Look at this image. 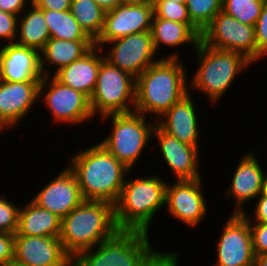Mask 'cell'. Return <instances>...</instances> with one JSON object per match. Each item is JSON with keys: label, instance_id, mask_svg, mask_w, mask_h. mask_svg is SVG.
<instances>
[{"label": "cell", "instance_id": "obj_16", "mask_svg": "<svg viewBox=\"0 0 267 266\" xmlns=\"http://www.w3.org/2000/svg\"><path fill=\"white\" fill-rule=\"evenodd\" d=\"M66 166L32 198L39 207L51 211L61 219L84 201L75 174Z\"/></svg>", "mask_w": 267, "mask_h": 266}, {"label": "cell", "instance_id": "obj_28", "mask_svg": "<svg viewBox=\"0 0 267 266\" xmlns=\"http://www.w3.org/2000/svg\"><path fill=\"white\" fill-rule=\"evenodd\" d=\"M41 10L43 11L51 38L62 40H92L80 27L70 10Z\"/></svg>", "mask_w": 267, "mask_h": 266}, {"label": "cell", "instance_id": "obj_20", "mask_svg": "<svg viewBox=\"0 0 267 266\" xmlns=\"http://www.w3.org/2000/svg\"><path fill=\"white\" fill-rule=\"evenodd\" d=\"M43 77L39 50L17 43H6L2 46L1 81H41Z\"/></svg>", "mask_w": 267, "mask_h": 266}, {"label": "cell", "instance_id": "obj_10", "mask_svg": "<svg viewBox=\"0 0 267 266\" xmlns=\"http://www.w3.org/2000/svg\"><path fill=\"white\" fill-rule=\"evenodd\" d=\"M200 42L214 49L238 52L253 65L257 62L255 26L244 24L222 10L201 33Z\"/></svg>", "mask_w": 267, "mask_h": 266}, {"label": "cell", "instance_id": "obj_22", "mask_svg": "<svg viewBox=\"0 0 267 266\" xmlns=\"http://www.w3.org/2000/svg\"><path fill=\"white\" fill-rule=\"evenodd\" d=\"M102 51L103 48L94 46L82 58L63 67L53 76L60 83L85 94L90 99L96 87L101 62L105 59Z\"/></svg>", "mask_w": 267, "mask_h": 266}, {"label": "cell", "instance_id": "obj_23", "mask_svg": "<svg viewBox=\"0 0 267 266\" xmlns=\"http://www.w3.org/2000/svg\"><path fill=\"white\" fill-rule=\"evenodd\" d=\"M94 46L93 40H62L50 38L40 51L43 76H51V72L54 75L63 67L82 58ZM48 66L50 68L51 66L53 68L56 67V69L54 71H51L52 69L48 70Z\"/></svg>", "mask_w": 267, "mask_h": 266}, {"label": "cell", "instance_id": "obj_19", "mask_svg": "<svg viewBox=\"0 0 267 266\" xmlns=\"http://www.w3.org/2000/svg\"><path fill=\"white\" fill-rule=\"evenodd\" d=\"M40 82L0 80V119L11 129L22 122L32 111L33 105L39 101Z\"/></svg>", "mask_w": 267, "mask_h": 266}, {"label": "cell", "instance_id": "obj_5", "mask_svg": "<svg viewBox=\"0 0 267 266\" xmlns=\"http://www.w3.org/2000/svg\"><path fill=\"white\" fill-rule=\"evenodd\" d=\"M127 177L128 174L114 204L116 225L119 230L150 233L154 216L166 207L168 182L154 174L135 179Z\"/></svg>", "mask_w": 267, "mask_h": 266}, {"label": "cell", "instance_id": "obj_33", "mask_svg": "<svg viewBox=\"0 0 267 266\" xmlns=\"http://www.w3.org/2000/svg\"><path fill=\"white\" fill-rule=\"evenodd\" d=\"M255 39L257 46V62L267 55V0L263 4L258 21L255 24Z\"/></svg>", "mask_w": 267, "mask_h": 266}, {"label": "cell", "instance_id": "obj_42", "mask_svg": "<svg viewBox=\"0 0 267 266\" xmlns=\"http://www.w3.org/2000/svg\"><path fill=\"white\" fill-rule=\"evenodd\" d=\"M149 3L155 7L159 2H164V1H172V2H177V3H185L186 0H148Z\"/></svg>", "mask_w": 267, "mask_h": 266}, {"label": "cell", "instance_id": "obj_14", "mask_svg": "<svg viewBox=\"0 0 267 266\" xmlns=\"http://www.w3.org/2000/svg\"><path fill=\"white\" fill-rule=\"evenodd\" d=\"M153 16L154 7L149 1L121 4L106 12L102 32L94 41V45L104 48L106 43L114 39L150 31Z\"/></svg>", "mask_w": 267, "mask_h": 266}, {"label": "cell", "instance_id": "obj_2", "mask_svg": "<svg viewBox=\"0 0 267 266\" xmlns=\"http://www.w3.org/2000/svg\"><path fill=\"white\" fill-rule=\"evenodd\" d=\"M177 54L159 58L136 78L135 112L157 120L189 93L188 71Z\"/></svg>", "mask_w": 267, "mask_h": 266}, {"label": "cell", "instance_id": "obj_1", "mask_svg": "<svg viewBox=\"0 0 267 266\" xmlns=\"http://www.w3.org/2000/svg\"><path fill=\"white\" fill-rule=\"evenodd\" d=\"M148 235L119 230L110 239L75 255L71 266H178L179 252L154 250Z\"/></svg>", "mask_w": 267, "mask_h": 266}, {"label": "cell", "instance_id": "obj_40", "mask_svg": "<svg viewBox=\"0 0 267 266\" xmlns=\"http://www.w3.org/2000/svg\"><path fill=\"white\" fill-rule=\"evenodd\" d=\"M105 12L121 5V0H94Z\"/></svg>", "mask_w": 267, "mask_h": 266}, {"label": "cell", "instance_id": "obj_17", "mask_svg": "<svg viewBox=\"0 0 267 266\" xmlns=\"http://www.w3.org/2000/svg\"><path fill=\"white\" fill-rule=\"evenodd\" d=\"M152 137L157 139L164 163L176 177L175 180H194L202 177L199 171L201 157L198 147L180 142L157 124Z\"/></svg>", "mask_w": 267, "mask_h": 266}, {"label": "cell", "instance_id": "obj_43", "mask_svg": "<svg viewBox=\"0 0 267 266\" xmlns=\"http://www.w3.org/2000/svg\"><path fill=\"white\" fill-rule=\"evenodd\" d=\"M148 0H121L122 4H138V3H144Z\"/></svg>", "mask_w": 267, "mask_h": 266}, {"label": "cell", "instance_id": "obj_11", "mask_svg": "<svg viewBox=\"0 0 267 266\" xmlns=\"http://www.w3.org/2000/svg\"><path fill=\"white\" fill-rule=\"evenodd\" d=\"M216 245L211 266H253L254 252L249 221L244 214L231 213Z\"/></svg>", "mask_w": 267, "mask_h": 266}, {"label": "cell", "instance_id": "obj_21", "mask_svg": "<svg viewBox=\"0 0 267 266\" xmlns=\"http://www.w3.org/2000/svg\"><path fill=\"white\" fill-rule=\"evenodd\" d=\"M190 92L166 111L156 124L180 142L198 147L200 134L198 113Z\"/></svg>", "mask_w": 267, "mask_h": 266}, {"label": "cell", "instance_id": "obj_45", "mask_svg": "<svg viewBox=\"0 0 267 266\" xmlns=\"http://www.w3.org/2000/svg\"><path fill=\"white\" fill-rule=\"evenodd\" d=\"M8 129V128H10L9 126H7L1 119H0V134H1V132H3L2 130H4V129Z\"/></svg>", "mask_w": 267, "mask_h": 266}, {"label": "cell", "instance_id": "obj_7", "mask_svg": "<svg viewBox=\"0 0 267 266\" xmlns=\"http://www.w3.org/2000/svg\"><path fill=\"white\" fill-rule=\"evenodd\" d=\"M147 116L137 112L109 114L100 117L111 119V132L99 142L118 161L133 171L142 152L148 143L153 140L152 133L156 120L147 123Z\"/></svg>", "mask_w": 267, "mask_h": 266}, {"label": "cell", "instance_id": "obj_46", "mask_svg": "<svg viewBox=\"0 0 267 266\" xmlns=\"http://www.w3.org/2000/svg\"><path fill=\"white\" fill-rule=\"evenodd\" d=\"M8 266H24L15 262L10 263Z\"/></svg>", "mask_w": 267, "mask_h": 266}, {"label": "cell", "instance_id": "obj_32", "mask_svg": "<svg viewBox=\"0 0 267 266\" xmlns=\"http://www.w3.org/2000/svg\"><path fill=\"white\" fill-rule=\"evenodd\" d=\"M6 194L0 196V233H16L18 229L19 206L6 198Z\"/></svg>", "mask_w": 267, "mask_h": 266}, {"label": "cell", "instance_id": "obj_12", "mask_svg": "<svg viewBox=\"0 0 267 266\" xmlns=\"http://www.w3.org/2000/svg\"><path fill=\"white\" fill-rule=\"evenodd\" d=\"M106 45L110 49L107 48L106 51L103 49L105 59L135 78L159 61L154 58L157 53L153 46L151 31L117 38Z\"/></svg>", "mask_w": 267, "mask_h": 266}, {"label": "cell", "instance_id": "obj_9", "mask_svg": "<svg viewBox=\"0 0 267 266\" xmlns=\"http://www.w3.org/2000/svg\"><path fill=\"white\" fill-rule=\"evenodd\" d=\"M45 89V90H44ZM39 100L50 111L53 122L69 125L87 123L95 119L90 99L83 93L60 83L53 75L44 76L39 86ZM43 98V99H40ZM92 118V119H91Z\"/></svg>", "mask_w": 267, "mask_h": 266}, {"label": "cell", "instance_id": "obj_35", "mask_svg": "<svg viewBox=\"0 0 267 266\" xmlns=\"http://www.w3.org/2000/svg\"><path fill=\"white\" fill-rule=\"evenodd\" d=\"M255 256L267 254V223L249 221Z\"/></svg>", "mask_w": 267, "mask_h": 266}, {"label": "cell", "instance_id": "obj_27", "mask_svg": "<svg viewBox=\"0 0 267 266\" xmlns=\"http://www.w3.org/2000/svg\"><path fill=\"white\" fill-rule=\"evenodd\" d=\"M70 12L85 33L95 41L102 32L106 12L94 0H71Z\"/></svg>", "mask_w": 267, "mask_h": 266}, {"label": "cell", "instance_id": "obj_34", "mask_svg": "<svg viewBox=\"0 0 267 266\" xmlns=\"http://www.w3.org/2000/svg\"><path fill=\"white\" fill-rule=\"evenodd\" d=\"M17 27L18 17L0 9V40L6 41L8 44L15 43Z\"/></svg>", "mask_w": 267, "mask_h": 266}, {"label": "cell", "instance_id": "obj_44", "mask_svg": "<svg viewBox=\"0 0 267 266\" xmlns=\"http://www.w3.org/2000/svg\"><path fill=\"white\" fill-rule=\"evenodd\" d=\"M262 193L267 194V170L264 172L263 175V188H262Z\"/></svg>", "mask_w": 267, "mask_h": 266}, {"label": "cell", "instance_id": "obj_39", "mask_svg": "<svg viewBox=\"0 0 267 266\" xmlns=\"http://www.w3.org/2000/svg\"><path fill=\"white\" fill-rule=\"evenodd\" d=\"M32 3L39 9L68 11L70 10L71 0H32Z\"/></svg>", "mask_w": 267, "mask_h": 266}, {"label": "cell", "instance_id": "obj_31", "mask_svg": "<svg viewBox=\"0 0 267 266\" xmlns=\"http://www.w3.org/2000/svg\"><path fill=\"white\" fill-rule=\"evenodd\" d=\"M187 24L199 37L201 32L191 23L185 3L164 1L154 7V16Z\"/></svg>", "mask_w": 267, "mask_h": 266}, {"label": "cell", "instance_id": "obj_4", "mask_svg": "<svg viewBox=\"0 0 267 266\" xmlns=\"http://www.w3.org/2000/svg\"><path fill=\"white\" fill-rule=\"evenodd\" d=\"M118 231L113 204L84 200L61 219L59 239L64 251L73 258L110 239Z\"/></svg>", "mask_w": 267, "mask_h": 266}, {"label": "cell", "instance_id": "obj_3", "mask_svg": "<svg viewBox=\"0 0 267 266\" xmlns=\"http://www.w3.org/2000/svg\"><path fill=\"white\" fill-rule=\"evenodd\" d=\"M72 156L68 167L77 178L83 199L105 201L114 205L131 170L99 141Z\"/></svg>", "mask_w": 267, "mask_h": 266}, {"label": "cell", "instance_id": "obj_25", "mask_svg": "<svg viewBox=\"0 0 267 266\" xmlns=\"http://www.w3.org/2000/svg\"><path fill=\"white\" fill-rule=\"evenodd\" d=\"M150 31L156 53L165 45L170 49L191 45L195 50L200 42V37L187 24L159 17H153Z\"/></svg>", "mask_w": 267, "mask_h": 266}, {"label": "cell", "instance_id": "obj_36", "mask_svg": "<svg viewBox=\"0 0 267 266\" xmlns=\"http://www.w3.org/2000/svg\"><path fill=\"white\" fill-rule=\"evenodd\" d=\"M14 233H0V266H8L14 259Z\"/></svg>", "mask_w": 267, "mask_h": 266}, {"label": "cell", "instance_id": "obj_29", "mask_svg": "<svg viewBox=\"0 0 267 266\" xmlns=\"http://www.w3.org/2000/svg\"><path fill=\"white\" fill-rule=\"evenodd\" d=\"M223 0H186L191 23L202 33L212 19L222 10Z\"/></svg>", "mask_w": 267, "mask_h": 266}, {"label": "cell", "instance_id": "obj_15", "mask_svg": "<svg viewBox=\"0 0 267 266\" xmlns=\"http://www.w3.org/2000/svg\"><path fill=\"white\" fill-rule=\"evenodd\" d=\"M13 262L24 266H71L59 238L15 235Z\"/></svg>", "mask_w": 267, "mask_h": 266}, {"label": "cell", "instance_id": "obj_13", "mask_svg": "<svg viewBox=\"0 0 267 266\" xmlns=\"http://www.w3.org/2000/svg\"><path fill=\"white\" fill-rule=\"evenodd\" d=\"M202 179L176 180L167 184V212L189 228H196L208 212Z\"/></svg>", "mask_w": 267, "mask_h": 266}, {"label": "cell", "instance_id": "obj_37", "mask_svg": "<svg viewBox=\"0 0 267 266\" xmlns=\"http://www.w3.org/2000/svg\"><path fill=\"white\" fill-rule=\"evenodd\" d=\"M258 201L254 207L253 217L250 218L248 213L245 211L243 214L247 217L248 221H255L259 223H267V194L261 193L257 198Z\"/></svg>", "mask_w": 267, "mask_h": 266}, {"label": "cell", "instance_id": "obj_47", "mask_svg": "<svg viewBox=\"0 0 267 266\" xmlns=\"http://www.w3.org/2000/svg\"><path fill=\"white\" fill-rule=\"evenodd\" d=\"M1 54H2V46L0 47V67H1Z\"/></svg>", "mask_w": 267, "mask_h": 266}, {"label": "cell", "instance_id": "obj_41", "mask_svg": "<svg viewBox=\"0 0 267 266\" xmlns=\"http://www.w3.org/2000/svg\"><path fill=\"white\" fill-rule=\"evenodd\" d=\"M253 266H267V254L255 256Z\"/></svg>", "mask_w": 267, "mask_h": 266}, {"label": "cell", "instance_id": "obj_30", "mask_svg": "<svg viewBox=\"0 0 267 266\" xmlns=\"http://www.w3.org/2000/svg\"><path fill=\"white\" fill-rule=\"evenodd\" d=\"M266 0H223L222 11L238 21L255 26Z\"/></svg>", "mask_w": 267, "mask_h": 266}, {"label": "cell", "instance_id": "obj_24", "mask_svg": "<svg viewBox=\"0 0 267 266\" xmlns=\"http://www.w3.org/2000/svg\"><path fill=\"white\" fill-rule=\"evenodd\" d=\"M61 218L39 207L32 200L19 208L18 229L15 235L59 238Z\"/></svg>", "mask_w": 267, "mask_h": 266}, {"label": "cell", "instance_id": "obj_26", "mask_svg": "<svg viewBox=\"0 0 267 266\" xmlns=\"http://www.w3.org/2000/svg\"><path fill=\"white\" fill-rule=\"evenodd\" d=\"M18 16L17 38L15 43L41 51L51 38L43 11L31 3Z\"/></svg>", "mask_w": 267, "mask_h": 266}, {"label": "cell", "instance_id": "obj_8", "mask_svg": "<svg viewBox=\"0 0 267 266\" xmlns=\"http://www.w3.org/2000/svg\"><path fill=\"white\" fill-rule=\"evenodd\" d=\"M135 88V77L104 59L100 65L95 90L90 97L93 116L134 112Z\"/></svg>", "mask_w": 267, "mask_h": 266}, {"label": "cell", "instance_id": "obj_38", "mask_svg": "<svg viewBox=\"0 0 267 266\" xmlns=\"http://www.w3.org/2000/svg\"><path fill=\"white\" fill-rule=\"evenodd\" d=\"M28 1V2H27ZM32 0H0V9L4 12L19 16L27 8Z\"/></svg>", "mask_w": 267, "mask_h": 266}, {"label": "cell", "instance_id": "obj_18", "mask_svg": "<svg viewBox=\"0 0 267 266\" xmlns=\"http://www.w3.org/2000/svg\"><path fill=\"white\" fill-rule=\"evenodd\" d=\"M240 159L225 194L235 202V210L232 213L243 214L245 202L256 200L262 193L265 169H262L253 151L244 153Z\"/></svg>", "mask_w": 267, "mask_h": 266}, {"label": "cell", "instance_id": "obj_6", "mask_svg": "<svg viewBox=\"0 0 267 266\" xmlns=\"http://www.w3.org/2000/svg\"><path fill=\"white\" fill-rule=\"evenodd\" d=\"M193 51L198 58V67L192 78L188 79L189 89L206 94L212 105L229 91L239 72L252 65L250 60L238 52L214 49L202 42Z\"/></svg>", "mask_w": 267, "mask_h": 266}]
</instances>
